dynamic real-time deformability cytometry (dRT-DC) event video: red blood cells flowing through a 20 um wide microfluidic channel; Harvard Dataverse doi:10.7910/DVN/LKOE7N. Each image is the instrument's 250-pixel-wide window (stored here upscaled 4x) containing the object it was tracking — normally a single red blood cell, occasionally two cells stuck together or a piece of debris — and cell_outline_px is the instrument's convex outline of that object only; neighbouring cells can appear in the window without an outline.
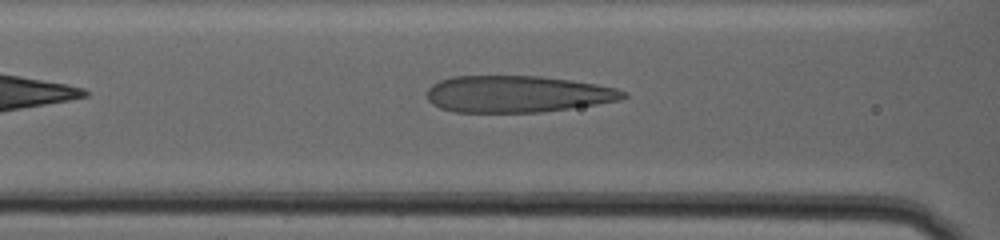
{"species": "human", "species_latin": "Homo sapiens", "temperature_condition": "warm", "stored_images_in_passage": 43, "camera_frame_rate_fps": 3000, "um_per_image_px": 0.085, "donor": {"sex": "female"}, "frame": {"image": 1, "passage_image": 9, "time_ms": 2.667, "image_size_px": [1000, 240], "cell_outline_px": [[628, 96], [620, 100], [596, 104], [540, 112], [452, 112], [440, 108], [432, 104], [428, 100], [428, 88], [432, 84], [440, 80], [452, 76], [540, 76], [572, 80], [596, 84], [616, 88], [628, 92]], "centroid_in_image_um": [43.97, 7.99], "position_along_channel_um": 122.6, "area_um2": 42.08}}
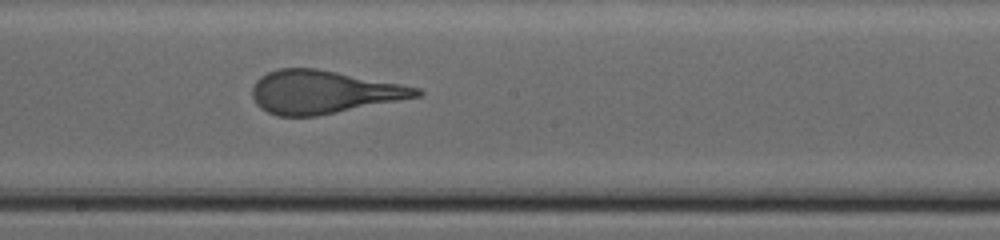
{"frame": {"image": 2, "passage_image": 19, "time_ms": 6.0, "image_size_px": [1000, 240], "cell_outline_px": [[424, 92], [420, 96], [316, 116], [276, 116], [260, 108], [256, 104], [252, 96], [252, 88], [256, 80], [260, 76], [276, 68], [316, 68], [400, 84], [420, 88]], "centroid_in_image_um": [27.43, 7.82], "position_along_channel_um": 220.8, "area_um2": 40.98}}
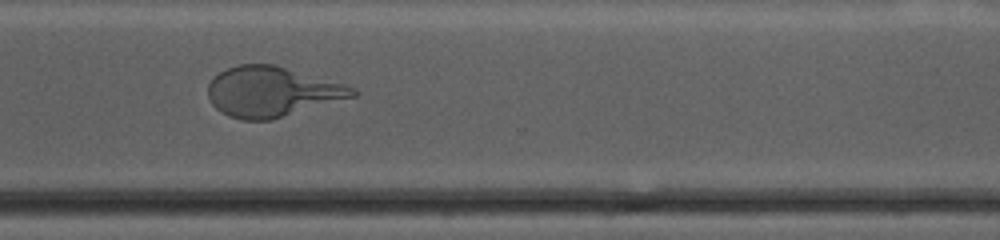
{"frame": {"image": 3, "passage_image": 32, "time_ms": 10.333, "image_size_px": [1000, 240], "cell_outline_px": [[360, 92], [356, 96], [272, 120], [240, 120], [228, 116], [220, 112], [212, 104], [208, 96], [208, 84], [220, 72], [228, 68], [240, 64], [272, 64], [356, 88]], "centroid_in_image_um": [23.09, 7.82], "position_along_channel_um": 347.5, "area_um2": 41.91}, "authors_computed_cell_mechanics": {"area_um2": 41.905, "velocity_mm_per_s": 2.9374, "shape_relaxation_time_tau1_ms": 6.5587, "shape_relaxation_time_tau2_ms": null, "deformation_change_tau1": 0.2656, "deformation_change_tau2": null}}